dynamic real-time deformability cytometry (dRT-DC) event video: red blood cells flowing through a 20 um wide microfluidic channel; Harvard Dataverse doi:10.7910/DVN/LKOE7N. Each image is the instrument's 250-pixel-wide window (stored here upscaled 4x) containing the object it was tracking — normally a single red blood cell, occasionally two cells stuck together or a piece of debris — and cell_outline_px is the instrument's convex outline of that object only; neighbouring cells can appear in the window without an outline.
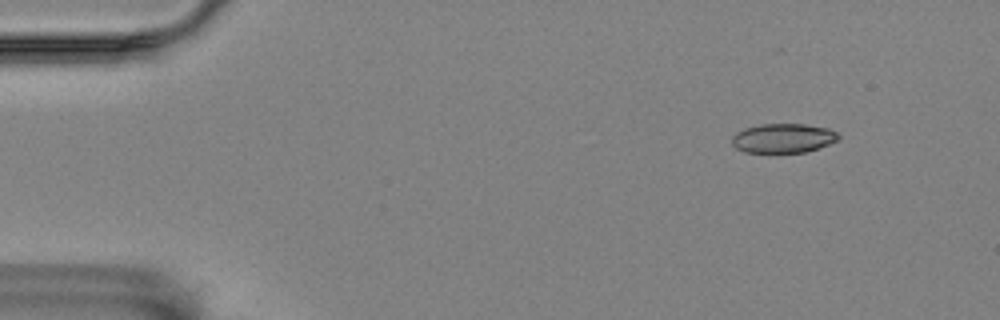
{"species": "Egyptian fruit bat (a non-hibernating species)", "species_latin": "Rousettus aegyptiacus", "temperature_condition": "room temperature", "stored_images_in_passage": 6, "camera_frame_rate_fps": 3000, "um_per_image_px": 0.085, "animal": {"sex": "female"}, "frame": {"image": 1, "passage_image": 2, "time_ms": 0.333, "image_size_px": [1000, 320], "cell_outline_px": [[840, 136], [836, 140], [828, 144], [804, 152], [744, 152], [736, 148], [732, 144], [732, 136], [736, 132], [744, 128], [760, 124], [804, 124], [828, 128], [836, 132]], "centroid_in_image_um": [66.53, 11.73], "position_along_channel_um": 18.5, "area_um2": 18.03}}
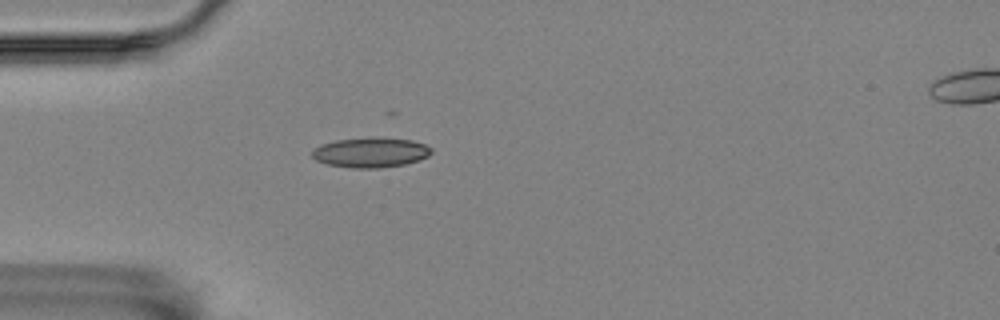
{"frame": {"image": 2, "passage_image": 5, "time_ms": 1.333, "image_size_px": [1000, 320], "cell_outline_px": [[432, 152], [428, 156], [420, 160], [404, 164], [380, 168], [352, 168], [328, 164], [316, 160], [312, 156], [312, 152], [320, 144], [336, 140], [376, 136], [380, 136], [412, 140], [424, 144], [432, 148]], "centroid_in_image_um": [31.53, 12.94], "position_along_channel_um": 53.5, "area_um2": 21.04}}